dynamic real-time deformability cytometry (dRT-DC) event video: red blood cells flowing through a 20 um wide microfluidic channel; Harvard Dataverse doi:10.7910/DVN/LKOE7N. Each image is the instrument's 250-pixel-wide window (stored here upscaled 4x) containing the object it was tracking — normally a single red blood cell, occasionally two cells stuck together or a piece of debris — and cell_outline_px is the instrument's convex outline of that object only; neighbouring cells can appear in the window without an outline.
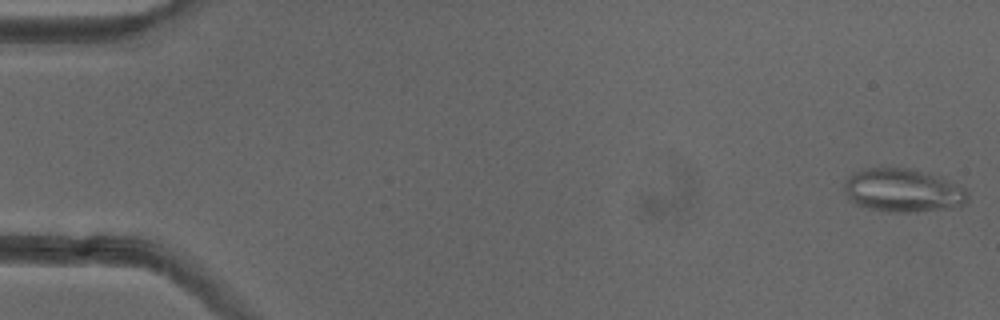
{"species": "common noctule bat (a hibernating species)", "species_latin": "Nyctalus noctula", "temperature_condition": "cold", "stored_images_in_passage": 13, "camera_frame_rate_fps": 3000, "um_per_image_px": 0.085, "animal": {"sex": "female"}, "frame": {"image": 1, "passage_image": 1, "time_ms": 0.0, "image_size_px": [1000, 320], "cell_outline_px": [[968, 204], [960, 208], [916, 212], [888, 212], [868, 208], [856, 204], [848, 200], [844, 192], [844, 180], [848, 176], [864, 168], [912, 168], [960, 184], [968, 192]], "centroid_in_image_um": [76.78, 16.21], "position_along_channel_um": 8.2, "area_um2": 31.91}}